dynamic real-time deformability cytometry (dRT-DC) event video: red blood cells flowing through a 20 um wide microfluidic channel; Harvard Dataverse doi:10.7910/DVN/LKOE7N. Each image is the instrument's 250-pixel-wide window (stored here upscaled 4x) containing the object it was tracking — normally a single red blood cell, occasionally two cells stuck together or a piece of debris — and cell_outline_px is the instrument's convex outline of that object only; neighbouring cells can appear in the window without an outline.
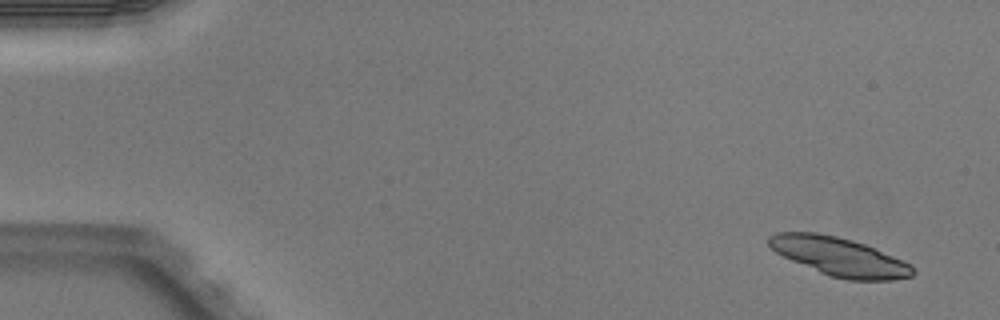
{"species": "Egyptian fruit bat (a non-hibernating species)", "species_latin": "Rousettus aegyptiacus", "temperature_condition": "warm", "stored_images_in_passage": 7, "segment_of_instrument_passage": [1, 2], "camera_frame_rate_fps": 3000, "um_per_image_px": 0.085, "animal": {"sex": "male"}, "frame": {"image": 1, "passage_image": 1, "time_ms": 0.0, "image_size_px": [1000, 320], "cell_outline_px": [[916, 272], [912, 276], [892, 280], [848, 280], [828, 276], [792, 260], [776, 252], [768, 244], [768, 236], [776, 232], [816, 232], [836, 236], [852, 240], [876, 248], [912, 264]], "centroid_in_image_um": [71.37, 21.82], "position_along_channel_um": 13.6, "area_um2": 32.37}}
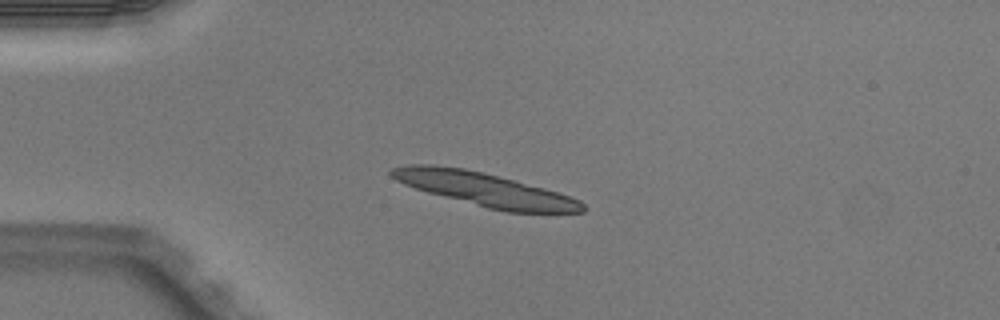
{"frame": {"image": 2, "passage_image": 3, "time_ms": 0.667, "image_size_px": [1000, 320], "cell_outline_px": [[588, 208], [584, 212], [504, 212], [488, 208], [428, 192], [404, 184], [396, 180], [388, 172], [392, 168], [408, 164], [432, 164], [464, 168], [544, 188], [580, 200]], "centroid_in_image_um": [41.2, 16.1], "position_along_channel_um": 43.8, "area_um2": 36.82}}